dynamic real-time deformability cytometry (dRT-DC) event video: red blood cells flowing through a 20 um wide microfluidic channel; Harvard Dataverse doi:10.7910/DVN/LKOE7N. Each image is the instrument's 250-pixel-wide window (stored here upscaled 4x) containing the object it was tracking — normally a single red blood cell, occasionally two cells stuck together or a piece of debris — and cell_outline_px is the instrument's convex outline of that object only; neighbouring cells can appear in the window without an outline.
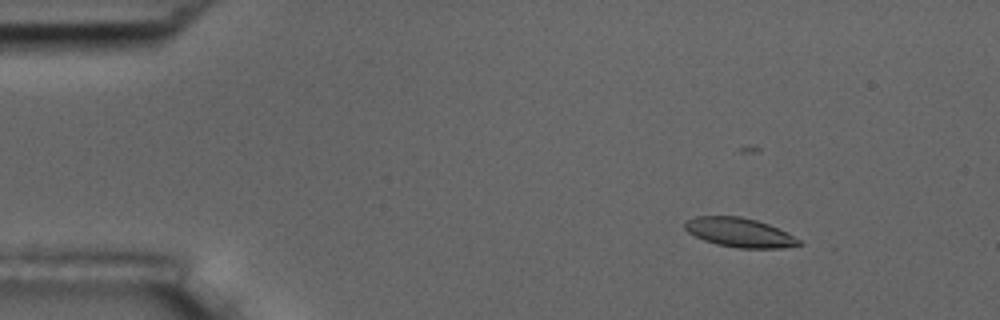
{"species": "common noctule bat (a hibernating species)", "species_latin": "Nyctalus noctula", "temperature_condition": "room temperature", "stored_images_in_passage": 7, "camera_frame_rate_fps": 3000, "um_per_image_px": 0.085, "animal": {"sex": "male", "body_mass_g": 17.5, "forearm_length_mm": 52.3}, "frame": {"image": 1, "passage_image": 3, "time_ms": 0.667, "image_size_px": [1000, 320], "cell_outline_px": [[804, 244], [780, 248], [740, 248], [716, 244], [704, 240], [688, 232], [684, 228], [684, 224], [688, 220], [696, 216], [740, 216], [756, 220], [768, 224], [800, 240]], "centroid_in_image_um": [62.83, 19.76], "position_along_channel_um": 22.2, "area_um2": 19.13}}
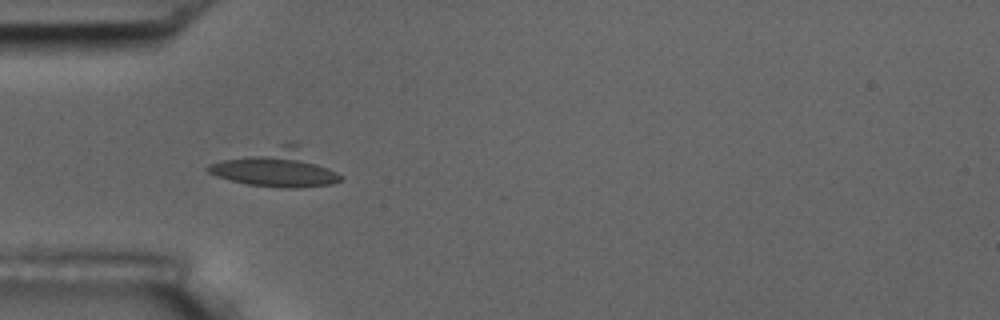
{"frame": {"image": 2, "passage_image": 6, "time_ms": 1.667, "image_size_px": [1000, 320], "cell_outline_px": [[344, 180], [332, 184], [300, 188], [280, 188], [248, 184], [216, 176], [208, 172], [204, 168], [208, 164], [220, 160], [288, 140], [296, 140], [344, 176]], "centroid_in_image_um": [23.58, 14.23], "position_along_channel_um": 61.4, "area_um2": 30.11}}